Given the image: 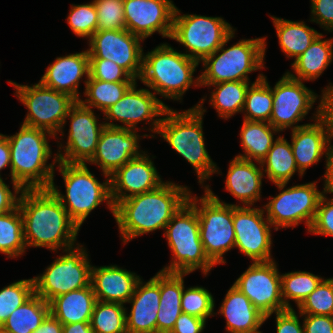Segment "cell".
<instances>
[{
	"label": "cell",
	"mask_w": 333,
	"mask_h": 333,
	"mask_svg": "<svg viewBox=\"0 0 333 333\" xmlns=\"http://www.w3.org/2000/svg\"><path fill=\"white\" fill-rule=\"evenodd\" d=\"M234 36L235 31L216 52L201 61L204 71L199 76L200 85L250 81L248 74L265 68L266 37L240 39L239 42L225 49L226 44Z\"/></svg>",
	"instance_id": "cell-8"
},
{
	"label": "cell",
	"mask_w": 333,
	"mask_h": 333,
	"mask_svg": "<svg viewBox=\"0 0 333 333\" xmlns=\"http://www.w3.org/2000/svg\"><path fill=\"white\" fill-rule=\"evenodd\" d=\"M126 29L143 40L157 32L169 38L176 6L172 0H123Z\"/></svg>",
	"instance_id": "cell-20"
},
{
	"label": "cell",
	"mask_w": 333,
	"mask_h": 333,
	"mask_svg": "<svg viewBox=\"0 0 333 333\" xmlns=\"http://www.w3.org/2000/svg\"><path fill=\"white\" fill-rule=\"evenodd\" d=\"M273 109V93L267 77L260 73L248 87L242 113L243 120L269 122Z\"/></svg>",
	"instance_id": "cell-37"
},
{
	"label": "cell",
	"mask_w": 333,
	"mask_h": 333,
	"mask_svg": "<svg viewBox=\"0 0 333 333\" xmlns=\"http://www.w3.org/2000/svg\"><path fill=\"white\" fill-rule=\"evenodd\" d=\"M0 333H7V332L3 331V330L0 328Z\"/></svg>",
	"instance_id": "cell-59"
},
{
	"label": "cell",
	"mask_w": 333,
	"mask_h": 333,
	"mask_svg": "<svg viewBox=\"0 0 333 333\" xmlns=\"http://www.w3.org/2000/svg\"><path fill=\"white\" fill-rule=\"evenodd\" d=\"M33 333H63V324L49 314Z\"/></svg>",
	"instance_id": "cell-56"
},
{
	"label": "cell",
	"mask_w": 333,
	"mask_h": 333,
	"mask_svg": "<svg viewBox=\"0 0 333 333\" xmlns=\"http://www.w3.org/2000/svg\"><path fill=\"white\" fill-rule=\"evenodd\" d=\"M275 260L252 262L233 283L265 315L287 310L281 296V274Z\"/></svg>",
	"instance_id": "cell-16"
},
{
	"label": "cell",
	"mask_w": 333,
	"mask_h": 333,
	"mask_svg": "<svg viewBox=\"0 0 333 333\" xmlns=\"http://www.w3.org/2000/svg\"><path fill=\"white\" fill-rule=\"evenodd\" d=\"M23 190H10L3 179H0V215L12 211L18 207L19 198Z\"/></svg>",
	"instance_id": "cell-53"
},
{
	"label": "cell",
	"mask_w": 333,
	"mask_h": 333,
	"mask_svg": "<svg viewBox=\"0 0 333 333\" xmlns=\"http://www.w3.org/2000/svg\"><path fill=\"white\" fill-rule=\"evenodd\" d=\"M314 123L291 130V147L298 170L304 175L307 168L316 165L325 154L327 158L333 145V133L322 115V99L313 114Z\"/></svg>",
	"instance_id": "cell-21"
},
{
	"label": "cell",
	"mask_w": 333,
	"mask_h": 333,
	"mask_svg": "<svg viewBox=\"0 0 333 333\" xmlns=\"http://www.w3.org/2000/svg\"><path fill=\"white\" fill-rule=\"evenodd\" d=\"M85 85L89 77V54L88 51L66 54L57 57L51 63L39 82L53 90L69 94L76 101L81 100L78 91L80 81L85 76Z\"/></svg>",
	"instance_id": "cell-25"
},
{
	"label": "cell",
	"mask_w": 333,
	"mask_h": 333,
	"mask_svg": "<svg viewBox=\"0 0 333 333\" xmlns=\"http://www.w3.org/2000/svg\"><path fill=\"white\" fill-rule=\"evenodd\" d=\"M169 108L171 107L164 104L151 90L137 89V82H135L120 100L102 114L105 115L104 120L110 121H105V126L137 129L138 131L137 124L147 121L146 123L151 124L150 131L156 134L162 116ZM114 120L123 125L113 123Z\"/></svg>",
	"instance_id": "cell-15"
},
{
	"label": "cell",
	"mask_w": 333,
	"mask_h": 333,
	"mask_svg": "<svg viewBox=\"0 0 333 333\" xmlns=\"http://www.w3.org/2000/svg\"><path fill=\"white\" fill-rule=\"evenodd\" d=\"M326 159V163H325V167H326V170H325V173L322 177L323 180H324V187H323V195H326V194H333V146L329 152V155Z\"/></svg>",
	"instance_id": "cell-55"
},
{
	"label": "cell",
	"mask_w": 333,
	"mask_h": 333,
	"mask_svg": "<svg viewBox=\"0 0 333 333\" xmlns=\"http://www.w3.org/2000/svg\"><path fill=\"white\" fill-rule=\"evenodd\" d=\"M322 33L309 48L291 64L294 74L286 72L291 78L301 81H314L319 78L333 60V37L324 39Z\"/></svg>",
	"instance_id": "cell-31"
},
{
	"label": "cell",
	"mask_w": 333,
	"mask_h": 333,
	"mask_svg": "<svg viewBox=\"0 0 333 333\" xmlns=\"http://www.w3.org/2000/svg\"><path fill=\"white\" fill-rule=\"evenodd\" d=\"M322 115L327 119L333 133V84L322 90Z\"/></svg>",
	"instance_id": "cell-54"
},
{
	"label": "cell",
	"mask_w": 333,
	"mask_h": 333,
	"mask_svg": "<svg viewBox=\"0 0 333 333\" xmlns=\"http://www.w3.org/2000/svg\"><path fill=\"white\" fill-rule=\"evenodd\" d=\"M204 187L202 197L192 196L191 191L188 201L198 213L200 240L206 255L215 265L225 264L224 254L235 248L233 204L220 200L209 185Z\"/></svg>",
	"instance_id": "cell-9"
},
{
	"label": "cell",
	"mask_w": 333,
	"mask_h": 333,
	"mask_svg": "<svg viewBox=\"0 0 333 333\" xmlns=\"http://www.w3.org/2000/svg\"><path fill=\"white\" fill-rule=\"evenodd\" d=\"M48 136L55 137L46 130L23 124L16 134L6 136L11 158L9 174L14 190L49 189L58 158L53 155V162L48 163L52 158Z\"/></svg>",
	"instance_id": "cell-3"
},
{
	"label": "cell",
	"mask_w": 333,
	"mask_h": 333,
	"mask_svg": "<svg viewBox=\"0 0 333 333\" xmlns=\"http://www.w3.org/2000/svg\"><path fill=\"white\" fill-rule=\"evenodd\" d=\"M263 173L274 184L289 183L298 170L291 144L282 135L277 136L266 157L260 162Z\"/></svg>",
	"instance_id": "cell-34"
},
{
	"label": "cell",
	"mask_w": 333,
	"mask_h": 333,
	"mask_svg": "<svg viewBox=\"0 0 333 333\" xmlns=\"http://www.w3.org/2000/svg\"><path fill=\"white\" fill-rule=\"evenodd\" d=\"M98 17V31L126 29L123 0H93Z\"/></svg>",
	"instance_id": "cell-46"
},
{
	"label": "cell",
	"mask_w": 333,
	"mask_h": 333,
	"mask_svg": "<svg viewBox=\"0 0 333 333\" xmlns=\"http://www.w3.org/2000/svg\"><path fill=\"white\" fill-rule=\"evenodd\" d=\"M277 133L280 132L269 122L243 120L240 142L244 154L235 157L260 163L277 139L274 138Z\"/></svg>",
	"instance_id": "cell-33"
},
{
	"label": "cell",
	"mask_w": 333,
	"mask_h": 333,
	"mask_svg": "<svg viewBox=\"0 0 333 333\" xmlns=\"http://www.w3.org/2000/svg\"><path fill=\"white\" fill-rule=\"evenodd\" d=\"M57 166L64 180L66 194L59 191L54 179L49 189L59 199L70 219L79 229L92 210L103 202H106L107 208L114 215V205L110 195V178H106L103 183H100L84 163L58 161Z\"/></svg>",
	"instance_id": "cell-6"
},
{
	"label": "cell",
	"mask_w": 333,
	"mask_h": 333,
	"mask_svg": "<svg viewBox=\"0 0 333 333\" xmlns=\"http://www.w3.org/2000/svg\"><path fill=\"white\" fill-rule=\"evenodd\" d=\"M188 274L160 271V304L157 314V333H170L182 313L181 296L184 276Z\"/></svg>",
	"instance_id": "cell-30"
},
{
	"label": "cell",
	"mask_w": 333,
	"mask_h": 333,
	"mask_svg": "<svg viewBox=\"0 0 333 333\" xmlns=\"http://www.w3.org/2000/svg\"><path fill=\"white\" fill-rule=\"evenodd\" d=\"M215 315L225 317L228 333H260V327L265 322L261 313L235 285H232Z\"/></svg>",
	"instance_id": "cell-27"
},
{
	"label": "cell",
	"mask_w": 333,
	"mask_h": 333,
	"mask_svg": "<svg viewBox=\"0 0 333 333\" xmlns=\"http://www.w3.org/2000/svg\"><path fill=\"white\" fill-rule=\"evenodd\" d=\"M67 118L70 119V127L67 142H65L66 146L59 142V149L55 154L58 161L61 162L86 164L96 152L98 140L105 123L98 122L99 117L94 114L92 108L84 106L80 101H76L69 109L64 125L58 133L61 136H64L63 128Z\"/></svg>",
	"instance_id": "cell-14"
},
{
	"label": "cell",
	"mask_w": 333,
	"mask_h": 333,
	"mask_svg": "<svg viewBox=\"0 0 333 333\" xmlns=\"http://www.w3.org/2000/svg\"><path fill=\"white\" fill-rule=\"evenodd\" d=\"M15 95L27 107L23 125L46 130L58 138L69 109L76 102L69 94L42 85L40 82L21 85L9 80ZM57 136V137H56Z\"/></svg>",
	"instance_id": "cell-12"
},
{
	"label": "cell",
	"mask_w": 333,
	"mask_h": 333,
	"mask_svg": "<svg viewBox=\"0 0 333 333\" xmlns=\"http://www.w3.org/2000/svg\"><path fill=\"white\" fill-rule=\"evenodd\" d=\"M127 303L131 304L130 313L126 312L127 333H157L160 271L145 283L141 278Z\"/></svg>",
	"instance_id": "cell-24"
},
{
	"label": "cell",
	"mask_w": 333,
	"mask_h": 333,
	"mask_svg": "<svg viewBox=\"0 0 333 333\" xmlns=\"http://www.w3.org/2000/svg\"><path fill=\"white\" fill-rule=\"evenodd\" d=\"M308 233L333 237V198L321 197Z\"/></svg>",
	"instance_id": "cell-48"
},
{
	"label": "cell",
	"mask_w": 333,
	"mask_h": 333,
	"mask_svg": "<svg viewBox=\"0 0 333 333\" xmlns=\"http://www.w3.org/2000/svg\"><path fill=\"white\" fill-rule=\"evenodd\" d=\"M310 22H315L328 32L333 31V0H310Z\"/></svg>",
	"instance_id": "cell-49"
},
{
	"label": "cell",
	"mask_w": 333,
	"mask_h": 333,
	"mask_svg": "<svg viewBox=\"0 0 333 333\" xmlns=\"http://www.w3.org/2000/svg\"><path fill=\"white\" fill-rule=\"evenodd\" d=\"M124 304L97 300L90 325L95 333H127Z\"/></svg>",
	"instance_id": "cell-41"
},
{
	"label": "cell",
	"mask_w": 333,
	"mask_h": 333,
	"mask_svg": "<svg viewBox=\"0 0 333 333\" xmlns=\"http://www.w3.org/2000/svg\"><path fill=\"white\" fill-rule=\"evenodd\" d=\"M163 236L172 251V260L160 271L190 274L200 269L206 277L216 266L205 253L200 240L198 213L188 200L166 225Z\"/></svg>",
	"instance_id": "cell-7"
},
{
	"label": "cell",
	"mask_w": 333,
	"mask_h": 333,
	"mask_svg": "<svg viewBox=\"0 0 333 333\" xmlns=\"http://www.w3.org/2000/svg\"><path fill=\"white\" fill-rule=\"evenodd\" d=\"M279 191L275 197L270 196L269 202L263 205L266 218L275 231L279 228L298 226L301 222L309 231L318 209L323 192L318 191L317 181L287 187V183L275 184Z\"/></svg>",
	"instance_id": "cell-13"
},
{
	"label": "cell",
	"mask_w": 333,
	"mask_h": 333,
	"mask_svg": "<svg viewBox=\"0 0 333 333\" xmlns=\"http://www.w3.org/2000/svg\"><path fill=\"white\" fill-rule=\"evenodd\" d=\"M34 294V282L22 279L0 290V327L10 314Z\"/></svg>",
	"instance_id": "cell-43"
},
{
	"label": "cell",
	"mask_w": 333,
	"mask_h": 333,
	"mask_svg": "<svg viewBox=\"0 0 333 333\" xmlns=\"http://www.w3.org/2000/svg\"><path fill=\"white\" fill-rule=\"evenodd\" d=\"M304 333H333V316L301 314Z\"/></svg>",
	"instance_id": "cell-51"
},
{
	"label": "cell",
	"mask_w": 333,
	"mask_h": 333,
	"mask_svg": "<svg viewBox=\"0 0 333 333\" xmlns=\"http://www.w3.org/2000/svg\"><path fill=\"white\" fill-rule=\"evenodd\" d=\"M135 82H105L93 79L90 75L86 81L85 100H79L84 106L105 112L120 100Z\"/></svg>",
	"instance_id": "cell-38"
},
{
	"label": "cell",
	"mask_w": 333,
	"mask_h": 333,
	"mask_svg": "<svg viewBox=\"0 0 333 333\" xmlns=\"http://www.w3.org/2000/svg\"><path fill=\"white\" fill-rule=\"evenodd\" d=\"M256 163L234 157L229 164L225 190L241 201L243 206H254L262 196V178L265 174L261 164Z\"/></svg>",
	"instance_id": "cell-28"
},
{
	"label": "cell",
	"mask_w": 333,
	"mask_h": 333,
	"mask_svg": "<svg viewBox=\"0 0 333 333\" xmlns=\"http://www.w3.org/2000/svg\"><path fill=\"white\" fill-rule=\"evenodd\" d=\"M275 324L277 333H304V325L299 321L301 314L294 309L276 312Z\"/></svg>",
	"instance_id": "cell-50"
},
{
	"label": "cell",
	"mask_w": 333,
	"mask_h": 333,
	"mask_svg": "<svg viewBox=\"0 0 333 333\" xmlns=\"http://www.w3.org/2000/svg\"><path fill=\"white\" fill-rule=\"evenodd\" d=\"M323 280L321 276L301 270L281 274V296L286 309H293L290 300L298 308Z\"/></svg>",
	"instance_id": "cell-40"
},
{
	"label": "cell",
	"mask_w": 333,
	"mask_h": 333,
	"mask_svg": "<svg viewBox=\"0 0 333 333\" xmlns=\"http://www.w3.org/2000/svg\"><path fill=\"white\" fill-rule=\"evenodd\" d=\"M205 98L194 107L179 112L169 108L158 127L159 134L179 155L189 162L203 187L213 174H220L218 166L211 159L205 146L203 133V108ZM166 116V117H165Z\"/></svg>",
	"instance_id": "cell-4"
},
{
	"label": "cell",
	"mask_w": 333,
	"mask_h": 333,
	"mask_svg": "<svg viewBox=\"0 0 333 333\" xmlns=\"http://www.w3.org/2000/svg\"><path fill=\"white\" fill-rule=\"evenodd\" d=\"M140 137L136 130L105 126L88 163L98 165L103 176L110 178L118 168L144 152L140 150Z\"/></svg>",
	"instance_id": "cell-22"
},
{
	"label": "cell",
	"mask_w": 333,
	"mask_h": 333,
	"mask_svg": "<svg viewBox=\"0 0 333 333\" xmlns=\"http://www.w3.org/2000/svg\"><path fill=\"white\" fill-rule=\"evenodd\" d=\"M198 65V61L162 43L148 53L143 52L139 80L155 95L181 102L190 86L200 87V78L193 79Z\"/></svg>",
	"instance_id": "cell-5"
},
{
	"label": "cell",
	"mask_w": 333,
	"mask_h": 333,
	"mask_svg": "<svg viewBox=\"0 0 333 333\" xmlns=\"http://www.w3.org/2000/svg\"><path fill=\"white\" fill-rule=\"evenodd\" d=\"M215 300L213 295L202 286H192L185 290L181 296L182 313L208 320L214 315Z\"/></svg>",
	"instance_id": "cell-42"
},
{
	"label": "cell",
	"mask_w": 333,
	"mask_h": 333,
	"mask_svg": "<svg viewBox=\"0 0 333 333\" xmlns=\"http://www.w3.org/2000/svg\"><path fill=\"white\" fill-rule=\"evenodd\" d=\"M135 272L128 271L118 265H92L91 285L95 297L103 302H117L125 305L134 294L140 280Z\"/></svg>",
	"instance_id": "cell-26"
},
{
	"label": "cell",
	"mask_w": 333,
	"mask_h": 333,
	"mask_svg": "<svg viewBox=\"0 0 333 333\" xmlns=\"http://www.w3.org/2000/svg\"><path fill=\"white\" fill-rule=\"evenodd\" d=\"M298 313L333 316V277L324 279L298 307Z\"/></svg>",
	"instance_id": "cell-45"
},
{
	"label": "cell",
	"mask_w": 333,
	"mask_h": 333,
	"mask_svg": "<svg viewBox=\"0 0 333 333\" xmlns=\"http://www.w3.org/2000/svg\"><path fill=\"white\" fill-rule=\"evenodd\" d=\"M83 246L76 244L63 250L64 255L58 256L42 274L34 277V293L49 303L59 295L89 286L92 265Z\"/></svg>",
	"instance_id": "cell-10"
},
{
	"label": "cell",
	"mask_w": 333,
	"mask_h": 333,
	"mask_svg": "<svg viewBox=\"0 0 333 333\" xmlns=\"http://www.w3.org/2000/svg\"><path fill=\"white\" fill-rule=\"evenodd\" d=\"M264 214V208L261 207L233 204L235 247L240 253L251 258L252 262L273 260L271 255L273 226Z\"/></svg>",
	"instance_id": "cell-18"
},
{
	"label": "cell",
	"mask_w": 333,
	"mask_h": 333,
	"mask_svg": "<svg viewBox=\"0 0 333 333\" xmlns=\"http://www.w3.org/2000/svg\"><path fill=\"white\" fill-rule=\"evenodd\" d=\"M249 85L250 81H227L200 87L215 86L209 97V104L220 118L229 119L239 112L242 113Z\"/></svg>",
	"instance_id": "cell-36"
},
{
	"label": "cell",
	"mask_w": 333,
	"mask_h": 333,
	"mask_svg": "<svg viewBox=\"0 0 333 333\" xmlns=\"http://www.w3.org/2000/svg\"><path fill=\"white\" fill-rule=\"evenodd\" d=\"M273 21L279 46L287 58H297L306 51L320 32L303 21H291L270 16Z\"/></svg>",
	"instance_id": "cell-32"
},
{
	"label": "cell",
	"mask_w": 333,
	"mask_h": 333,
	"mask_svg": "<svg viewBox=\"0 0 333 333\" xmlns=\"http://www.w3.org/2000/svg\"><path fill=\"white\" fill-rule=\"evenodd\" d=\"M271 89L273 109L269 123L279 132L309 124L298 125L308 115L318 97H323L308 89L303 81L293 79L287 73Z\"/></svg>",
	"instance_id": "cell-17"
},
{
	"label": "cell",
	"mask_w": 333,
	"mask_h": 333,
	"mask_svg": "<svg viewBox=\"0 0 333 333\" xmlns=\"http://www.w3.org/2000/svg\"><path fill=\"white\" fill-rule=\"evenodd\" d=\"M206 322L205 319L181 313L170 333H202Z\"/></svg>",
	"instance_id": "cell-52"
},
{
	"label": "cell",
	"mask_w": 333,
	"mask_h": 333,
	"mask_svg": "<svg viewBox=\"0 0 333 333\" xmlns=\"http://www.w3.org/2000/svg\"><path fill=\"white\" fill-rule=\"evenodd\" d=\"M18 207L27 248L45 247L57 253L78 244L79 227L50 189H23Z\"/></svg>",
	"instance_id": "cell-1"
},
{
	"label": "cell",
	"mask_w": 333,
	"mask_h": 333,
	"mask_svg": "<svg viewBox=\"0 0 333 333\" xmlns=\"http://www.w3.org/2000/svg\"><path fill=\"white\" fill-rule=\"evenodd\" d=\"M89 75L105 82H136L124 68L112 60L89 59Z\"/></svg>",
	"instance_id": "cell-47"
},
{
	"label": "cell",
	"mask_w": 333,
	"mask_h": 333,
	"mask_svg": "<svg viewBox=\"0 0 333 333\" xmlns=\"http://www.w3.org/2000/svg\"><path fill=\"white\" fill-rule=\"evenodd\" d=\"M6 167L11 169L10 146L6 135L0 133V172ZM0 179H3L1 173Z\"/></svg>",
	"instance_id": "cell-57"
},
{
	"label": "cell",
	"mask_w": 333,
	"mask_h": 333,
	"mask_svg": "<svg viewBox=\"0 0 333 333\" xmlns=\"http://www.w3.org/2000/svg\"><path fill=\"white\" fill-rule=\"evenodd\" d=\"M63 333H95L90 322L63 324Z\"/></svg>",
	"instance_id": "cell-58"
},
{
	"label": "cell",
	"mask_w": 333,
	"mask_h": 333,
	"mask_svg": "<svg viewBox=\"0 0 333 333\" xmlns=\"http://www.w3.org/2000/svg\"><path fill=\"white\" fill-rule=\"evenodd\" d=\"M180 13L176 7L170 39L186 47L184 54L199 63L216 52L236 30L222 17Z\"/></svg>",
	"instance_id": "cell-11"
},
{
	"label": "cell",
	"mask_w": 333,
	"mask_h": 333,
	"mask_svg": "<svg viewBox=\"0 0 333 333\" xmlns=\"http://www.w3.org/2000/svg\"><path fill=\"white\" fill-rule=\"evenodd\" d=\"M187 186L166 181L157 189L130 196L114 206V218L124 244L141 235L164 229L188 200Z\"/></svg>",
	"instance_id": "cell-2"
},
{
	"label": "cell",
	"mask_w": 333,
	"mask_h": 333,
	"mask_svg": "<svg viewBox=\"0 0 333 333\" xmlns=\"http://www.w3.org/2000/svg\"><path fill=\"white\" fill-rule=\"evenodd\" d=\"M97 298L92 285L53 298L50 314L62 324L90 322Z\"/></svg>",
	"instance_id": "cell-29"
},
{
	"label": "cell",
	"mask_w": 333,
	"mask_h": 333,
	"mask_svg": "<svg viewBox=\"0 0 333 333\" xmlns=\"http://www.w3.org/2000/svg\"><path fill=\"white\" fill-rule=\"evenodd\" d=\"M26 248L19 207L0 215V253L14 259L23 255Z\"/></svg>",
	"instance_id": "cell-39"
},
{
	"label": "cell",
	"mask_w": 333,
	"mask_h": 333,
	"mask_svg": "<svg viewBox=\"0 0 333 333\" xmlns=\"http://www.w3.org/2000/svg\"><path fill=\"white\" fill-rule=\"evenodd\" d=\"M149 156L144 151L110 175V195L114 206L130 196L155 190L164 183Z\"/></svg>",
	"instance_id": "cell-23"
},
{
	"label": "cell",
	"mask_w": 333,
	"mask_h": 333,
	"mask_svg": "<svg viewBox=\"0 0 333 333\" xmlns=\"http://www.w3.org/2000/svg\"><path fill=\"white\" fill-rule=\"evenodd\" d=\"M89 59L112 60L138 80L142 72V38L127 29L96 31L88 39Z\"/></svg>",
	"instance_id": "cell-19"
},
{
	"label": "cell",
	"mask_w": 333,
	"mask_h": 333,
	"mask_svg": "<svg viewBox=\"0 0 333 333\" xmlns=\"http://www.w3.org/2000/svg\"><path fill=\"white\" fill-rule=\"evenodd\" d=\"M49 314V303L34 293L10 314L0 328L7 333H33Z\"/></svg>",
	"instance_id": "cell-35"
},
{
	"label": "cell",
	"mask_w": 333,
	"mask_h": 333,
	"mask_svg": "<svg viewBox=\"0 0 333 333\" xmlns=\"http://www.w3.org/2000/svg\"><path fill=\"white\" fill-rule=\"evenodd\" d=\"M66 20L77 37L89 39L98 31V17L93 1L86 4H72Z\"/></svg>",
	"instance_id": "cell-44"
}]
</instances>
